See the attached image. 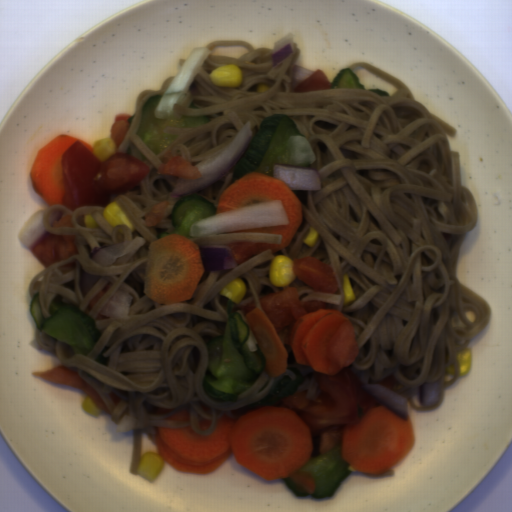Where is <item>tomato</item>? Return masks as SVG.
<instances>
[{"label":"tomato","mask_w":512,"mask_h":512,"mask_svg":"<svg viewBox=\"0 0 512 512\" xmlns=\"http://www.w3.org/2000/svg\"><path fill=\"white\" fill-rule=\"evenodd\" d=\"M328 89H331V82L323 71L318 69L313 74L302 80L297 86L292 88L291 91L293 93Z\"/></svg>","instance_id":"obj_6"},{"label":"tomato","mask_w":512,"mask_h":512,"mask_svg":"<svg viewBox=\"0 0 512 512\" xmlns=\"http://www.w3.org/2000/svg\"><path fill=\"white\" fill-rule=\"evenodd\" d=\"M295 277L312 291L336 294L339 285L331 267L314 256L294 259Z\"/></svg>","instance_id":"obj_4"},{"label":"tomato","mask_w":512,"mask_h":512,"mask_svg":"<svg viewBox=\"0 0 512 512\" xmlns=\"http://www.w3.org/2000/svg\"><path fill=\"white\" fill-rule=\"evenodd\" d=\"M263 313L271 322L282 344L292 348L291 332L294 324L304 315L326 309L325 301H299L296 288L264 294L259 300Z\"/></svg>","instance_id":"obj_3"},{"label":"tomato","mask_w":512,"mask_h":512,"mask_svg":"<svg viewBox=\"0 0 512 512\" xmlns=\"http://www.w3.org/2000/svg\"><path fill=\"white\" fill-rule=\"evenodd\" d=\"M287 476L296 486L302 488L307 494H314L315 478L311 473L297 470Z\"/></svg>","instance_id":"obj_7"},{"label":"tomato","mask_w":512,"mask_h":512,"mask_svg":"<svg viewBox=\"0 0 512 512\" xmlns=\"http://www.w3.org/2000/svg\"><path fill=\"white\" fill-rule=\"evenodd\" d=\"M397 379L393 376V374H389L388 376L384 377L382 381L379 383L380 385L384 386L387 389H393L395 384L397 383Z\"/></svg>","instance_id":"obj_8"},{"label":"tomato","mask_w":512,"mask_h":512,"mask_svg":"<svg viewBox=\"0 0 512 512\" xmlns=\"http://www.w3.org/2000/svg\"><path fill=\"white\" fill-rule=\"evenodd\" d=\"M63 205L72 212L84 206L106 208L111 194L128 193L149 174L138 158L116 152L101 161L80 141L74 142L61 159Z\"/></svg>","instance_id":"obj_2"},{"label":"tomato","mask_w":512,"mask_h":512,"mask_svg":"<svg viewBox=\"0 0 512 512\" xmlns=\"http://www.w3.org/2000/svg\"><path fill=\"white\" fill-rule=\"evenodd\" d=\"M76 235H56L47 233L32 250V255L46 269L52 264L78 255Z\"/></svg>","instance_id":"obj_5"},{"label":"tomato","mask_w":512,"mask_h":512,"mask_svg":"<svg viewBox=\"0 0 512 512\" xmlns=\"http://www.w3.org/2000/svg\"><path fill=\"white\" fill-rule=\"evenodd\" d=\"M254 309H257L255 301L246 305L245 308L243 309V313L247 315L250 311Z\"/></svg>","instance_id":"obj_9"},{"label":"tomato","mask_w":512,"mask_h":512,"mask_svg":"<svg viewBox=\"0 0 512 512\" xmlns=\"http://www.w3.org/2000/svg\"><path fill=\"white\" fill-rule=\"evenodd\" d=\"M314 382L320 390L316 399H310L308 389H304L284 398L277 406L298 414L309 427L313 444L305 463L342 445L348 428L372 409L382 406L365 391L357 374L346 366L334 374L315 371Z\"/></svg>","instance_id":"obj_1"}]
</instances>
